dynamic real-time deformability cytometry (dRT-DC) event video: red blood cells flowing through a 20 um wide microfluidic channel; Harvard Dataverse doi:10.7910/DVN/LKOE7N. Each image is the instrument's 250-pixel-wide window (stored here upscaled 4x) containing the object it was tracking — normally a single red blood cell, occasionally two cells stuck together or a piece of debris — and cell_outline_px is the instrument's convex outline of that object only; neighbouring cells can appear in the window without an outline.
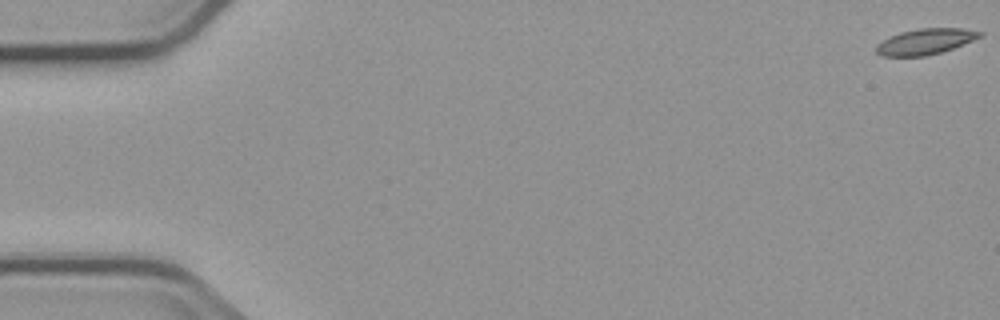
{"species": "common noctule bat (a hibernating species)", "species_latin": "Nyctalus noctula", "temperature_condition": "cold", "stored_images_in_passage": 6, "camera_frame_rate_fps": 3000, "um_per_image_px": 0.085, "animal": {"sex": "male", "body_mass_g": 23.1, "forearm_length_mm": 52.7}, "frame": {"image": 1, "passage_image": 1, "time_ms": 0.0, "image_size_px": [1000, 320], "cell_outline_px": [[984, 36], [952, 48], [940, 52], [924, 56], [880, 56], [876, 52], [876, 44], [900, 32], [920, 28], [964, 28], [984, 32]], "centroid_in_image_um": [78.68, 3.52], "position_along_channel_um": 6.3, "area_um2": 15.49}}
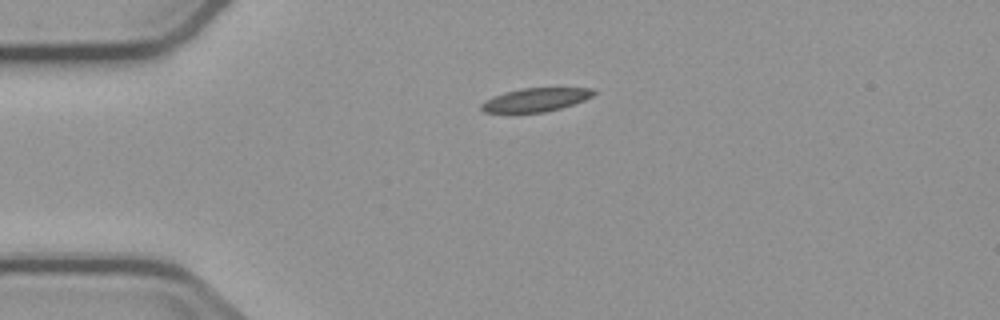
{"frame": {"image": 2, "passage_image": 4, "time_ms": 4.333, "image_size_px": [1000, 320], "cell_outline_px": [[596, 92], [592, 96], [584, 100], [560, 108], [544, 112], [484, 112], [480, 108], [480, 104], [484, 100], [504, 92], [520, 88], [592, 88]], "centroid_in_image_um": [45.5, 8.47], "position_along_channel_um": 39.5, "area_um2": 15.26}}
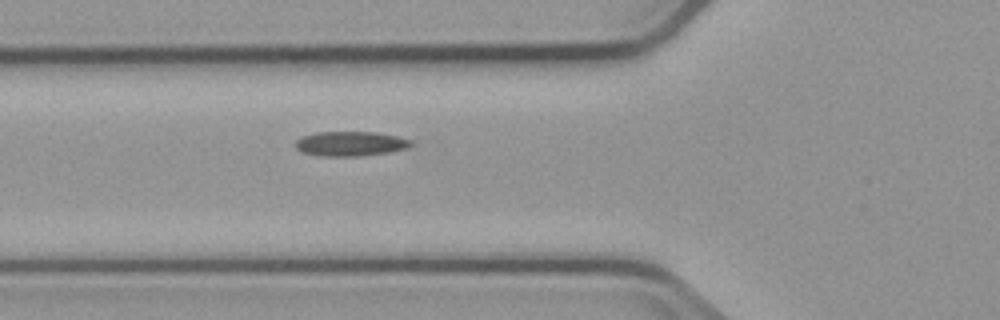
{"frame": {"image": 3, "passage_image": 6, "time_ms": 6.667, "image_size_px": [1000, 320], "cell_outline_px": [[412, 144], [408, 148], [388, 152], [360, 156], [320, 156], [300, 152], [296, 148], [296, 140], [304, 136], [316, 132], [376, 132], [396, 136], [412, 140]], "centroid_in_image_um": [29.78, 12.22], "position_along_channel_um": 96.0, "area_um2": 16.59}}